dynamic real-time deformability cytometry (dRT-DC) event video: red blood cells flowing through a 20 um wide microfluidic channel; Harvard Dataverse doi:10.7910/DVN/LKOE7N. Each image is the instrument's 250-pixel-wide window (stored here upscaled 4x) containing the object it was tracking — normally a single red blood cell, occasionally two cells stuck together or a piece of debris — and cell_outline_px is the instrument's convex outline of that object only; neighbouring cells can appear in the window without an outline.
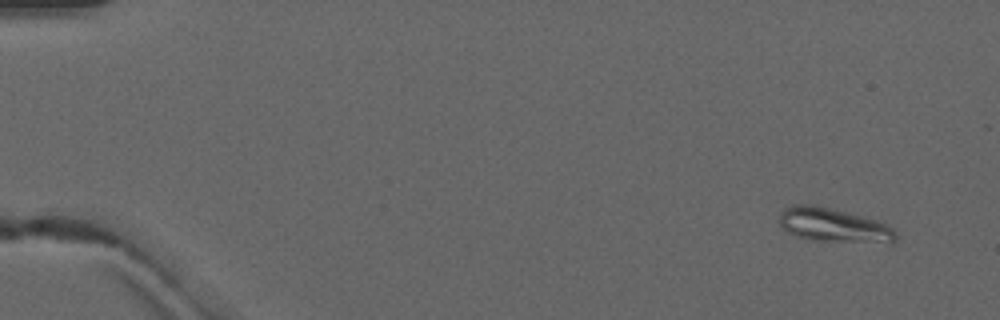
{"species": "common noctule bat (a hibernating species)", "species_latin": "Nyctalus noctula", "temperature_condition": "warm", "stored_images_in_passage": 5, "camera_frame_rate_fps": 3000, "um_per_image_px": 0.085, "animal": {"sex": "male", "forearm_length_mm": 52.5}, "frame": {"image": 1, "passage_image": 1, "time_ms": 0.0, "image_size_px": [1000, 320], "cell_outline_px": [[896, 240], [892, 244], [808, 240], [796, 236], [788, 232], [780, 224], [780, 216], [784, 208], [792, 204], [812, 204], [876, 220], [888, 224], [896, 232]], "centroid_in_image_um": [70.89, 19.17], "position_along_channel_um": 14.1, "area_um2": 23.24}}